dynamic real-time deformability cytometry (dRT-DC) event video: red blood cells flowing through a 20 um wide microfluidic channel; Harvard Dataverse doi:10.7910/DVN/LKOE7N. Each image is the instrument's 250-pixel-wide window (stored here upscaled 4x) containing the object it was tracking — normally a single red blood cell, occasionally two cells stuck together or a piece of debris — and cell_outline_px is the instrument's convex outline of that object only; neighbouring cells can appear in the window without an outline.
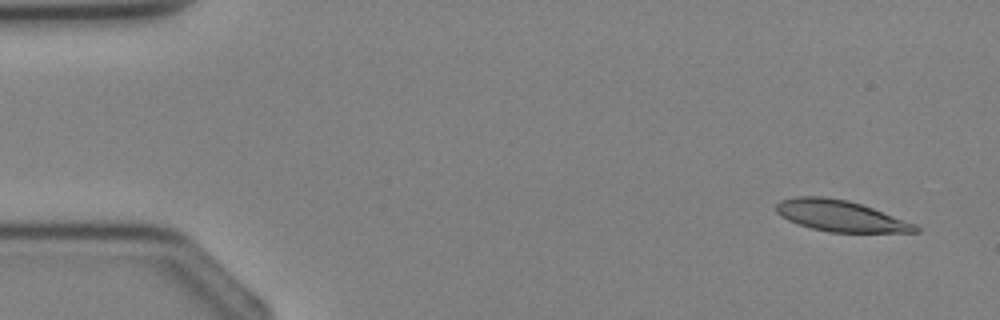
{"species": "Egyptian fruit bat (a non-hibernating species)", "species_latin": "Rousettus aegyptiacus", "temperature_condition": "cold", "stored_images_in_passage": 4, "segment_of_instrument_passage": [1, 2], "camera_frame_rate_fps": 3000, "um_per_image_px": 0.085, "animal": {"sex": "female"}, "frame": {"image": 1, "passage_image": 1, "time_ms": 0.0, "image_size_px": [1000, 320], "cell_outline_px": [[920, 232], [828, 232], [812, 228], [788, 220], [780, 216], [776, 212], [776, 204], [780, 200], [796, 196], [824, 196], [848, 200], [872, 208], [916, 224], [920, 228]], "centroid_in_image_um": [71.41, 18.34], "position_along_channel_um": 13.6, "area_um2": 25.14}}
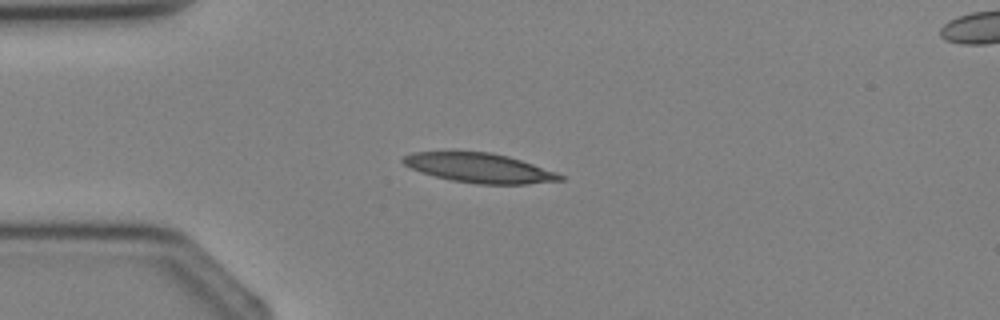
{"frame": {"image": 2, "passage_image": 3, "time_ms": 2.333, "image_size_px": [1000, 320], "cell_outline_px": [[564, 180], [528, 184], [476, 184], [452, 180], [420, 172], [404, 164], [400, 160], [404, 156], [412, 152], [492, 152], [508, 156], [556, 172], [564, 176]], "centroid_in_image_um": [40.75, 14.28], "position_along_channel_um": 44.2, "area_um2": 26.76}}